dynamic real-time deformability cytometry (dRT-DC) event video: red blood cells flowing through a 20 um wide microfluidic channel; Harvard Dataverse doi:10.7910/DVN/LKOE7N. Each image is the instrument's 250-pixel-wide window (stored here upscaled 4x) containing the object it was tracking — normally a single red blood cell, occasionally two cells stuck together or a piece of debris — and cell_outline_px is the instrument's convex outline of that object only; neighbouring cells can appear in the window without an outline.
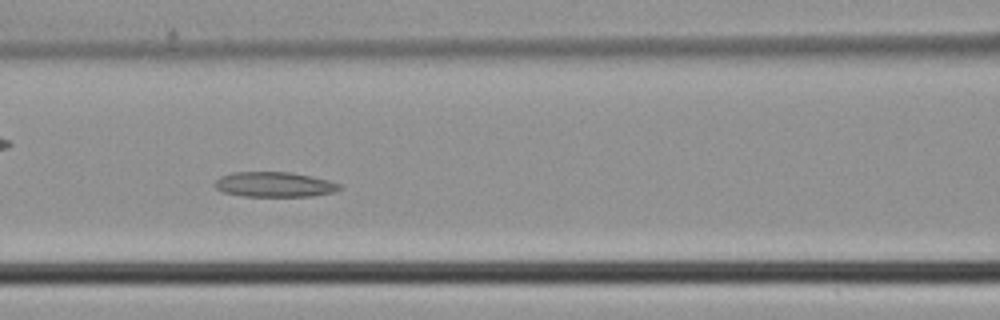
{"species": "common noctule bat (a hibernating species)", "species_latin": "Nyctalus noctula", "temperature_condition": "cold", "stored_images_in_passage": 44, "camera_frame_rate_fps": 3000, "um_per_image_px": 0.085, "animal": {"sex": "male", "body_mass_g": 21.5, "forearm_length_mm": 52.0}, "frame": {"image": 1, "passage_image": 17, "time_ms": 5.333, "image_size_px": [1000, 320], "cell_outline_px": [[344, 188], [332, 192], [312, 196], [244, 196], [224, 192], [216, 188], [216, 180], [220, 176], [232, 172], [292, 172], [328, 180], [340, 184]], "centroid_in_image_um": [23.34, 15.67], "position_along_channel_um": 143.3, "area_um2": 18.09}}
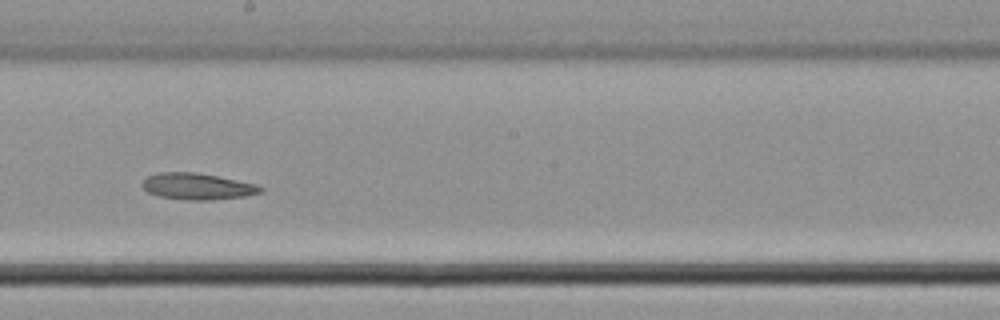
{"frame": {"image": 2, "passage_image": 23, "time_ms": 7.333, "image_size_px": [1000, 320], "cell_outline_px": [[264, 192], [244, 196], [212, 200], [188, 200], [160, 196], [148, 192], [140, 184], [148, 176], [160, 172], [196, 172], [256, 184], [264, 188]], "centroid_in_image_um": [16.79, 15.84], "position_along_channel_um": 231.4, "area_um2": 18.09}}
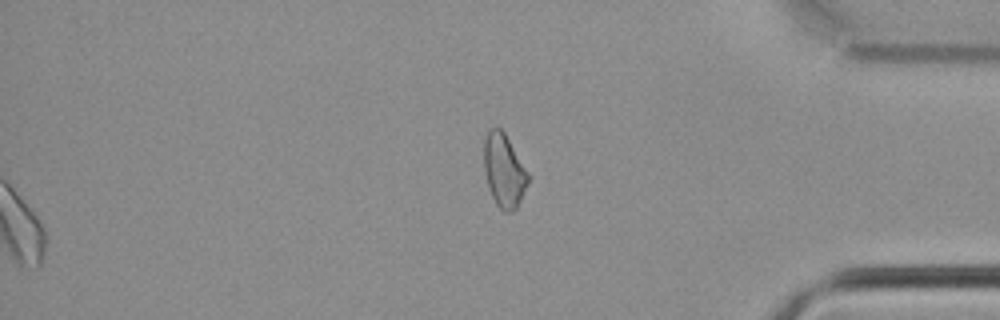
{"frame": {"image": 3, "passage_image": 44, "time_ms": 14.333, "image_size_px": [1000, 320], "cell_outline_px": [[528, 180], [516, 208], [512, 212], [504, 212], [496, 204], [492, 196], [484, 172], [484, 140], [488, 128], [500, 128], [504, 132], [528, 172]], "centroid_in_image_um": [42.81, 14.48], "position_along_channel_um": 392.4, "area_um2": 18.5}}